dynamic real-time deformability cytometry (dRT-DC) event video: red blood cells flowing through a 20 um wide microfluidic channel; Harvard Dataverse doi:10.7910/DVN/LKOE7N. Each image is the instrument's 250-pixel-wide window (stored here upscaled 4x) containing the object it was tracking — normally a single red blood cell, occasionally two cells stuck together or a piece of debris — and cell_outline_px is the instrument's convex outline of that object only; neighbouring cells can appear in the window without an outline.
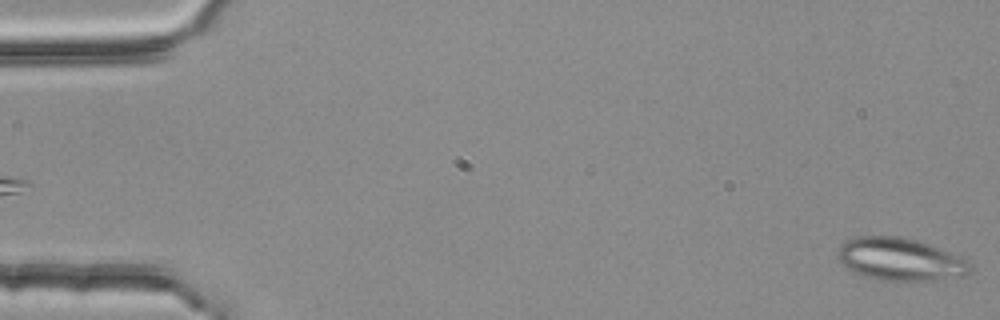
{"species": "common noctule bat (a hibernating species)", "species_latin": "Nyctalus noctula", "temperature_condition": "room temperature", "stored_images_in_passage": 3, "camera_frame_rate_fps": 3000, "um_per_image_px": 0.085, "animal": {"sex": "female", "body_mass_g": 25.1}, "frame": {"image": 1, "passage_image": 3, "time_ms": 0.667, "image_size_px": [1000, 320], "cell_outline_px": [[972, 268], [964, 276], [940, 280], [900, 284], [880, 280], [864, 276], [856, 272], [844, 264], [836, 256], [836, 252], [848, 240], [856, 236], [900, 236], [916, 240], [928, 244], [968, 260], [972, 264]], "centroid_in_image_um": [76.56, 22.09], "position_along_channel_um": 8.4, "area_um2": 33.41}}